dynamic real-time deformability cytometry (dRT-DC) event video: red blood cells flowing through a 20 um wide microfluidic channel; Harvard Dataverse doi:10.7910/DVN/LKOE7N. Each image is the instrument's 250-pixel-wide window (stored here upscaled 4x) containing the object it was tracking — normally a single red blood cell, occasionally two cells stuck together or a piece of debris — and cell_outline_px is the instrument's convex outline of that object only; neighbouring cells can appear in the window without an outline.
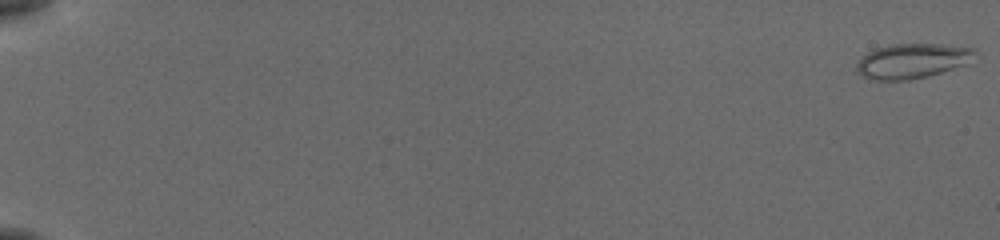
{"species": "common noctule bat (a hibernating species)", "species_latin": "Nyctalus noctula", "temperature_condition": "cold", "stored_images_in_passage": 56, "camera_frame_rate_fps": 3000, "um_per_image_px": 0.085, "animal": {"sex": "female", "body_mass_g": 19.5, "forearm_length_mm": 54.1}, "frame": {"image": 1, "passage_image": 1, "time_ms": 0.0, "image_size_px": [1000, 240], "cell_outline_px": [[980, 56], [964, 64], [928, 76], [908, 80], [876, 80], [864, 76], [856, 68], [856, 64], [868, 52], [876, 48], [892, 44], [940, 44], [976, 48]], "centroid_in_image_um": [77.61, 5.16], "position_along_channel_um": 7.4, "area_um2": 23.87}}
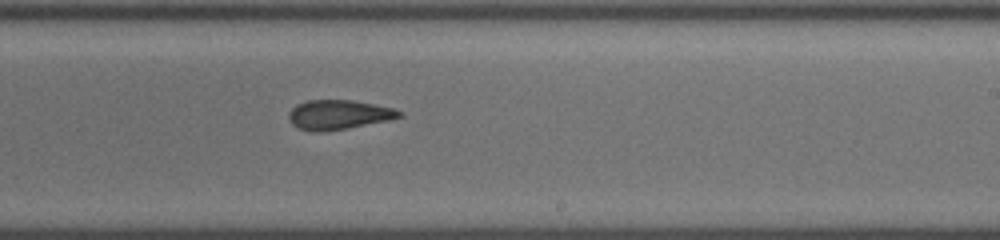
{"frame": {"image": 2, "passage_image": 37, "time_ms": 12.0, "image_size_px": [1000, 240], "cell_outline_px": [[404, 112], [400, 116], [388, 120], [348, 128], [312, 132], [300, 128], [292, 124], [288, 120], [288, 112], [296, 104], [308, 100], [352, 100], [392, 108]], "centroid_in_image_um": [28.73, 9.74], "position_along_channel_um": 260.3, "area_um2": 18.79}}
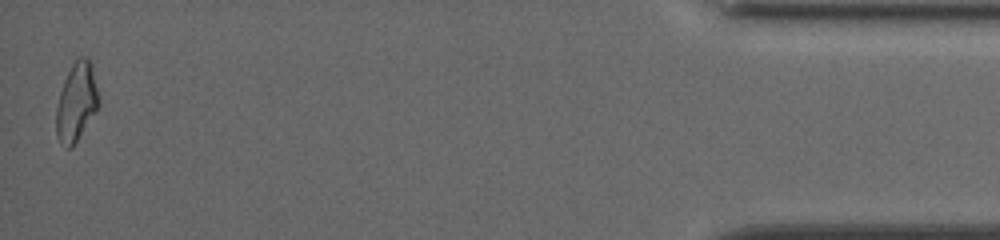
{"frame": {"image": 3, "passage_image": 56, "time_ms": 18.333, "image_size_px": [1000, 240], "cell_outline_px": [[96, 112], [72, 148], [68, 148], [60, 140], [56, 132], [56, 108], [60, 92], [64, 80], [76, 56], [88, 56], [92, 64], [96, 88]], "centroid_in_image_um": [6.47, 8.63], "position_along_channel_um": 428.7, "area_um2": 19.02}, "authors_computed_cell_mechanics": {"area_um2": 19.6231, "velocity_mm_per_s": 3.8274, "shape_relaxation_time_tau1_ms": null, "shape_relaxation_time_tau2_ms": 3.2576, "deformation_change_tau1": null, "deformation_change_tau2": 0.0977}}